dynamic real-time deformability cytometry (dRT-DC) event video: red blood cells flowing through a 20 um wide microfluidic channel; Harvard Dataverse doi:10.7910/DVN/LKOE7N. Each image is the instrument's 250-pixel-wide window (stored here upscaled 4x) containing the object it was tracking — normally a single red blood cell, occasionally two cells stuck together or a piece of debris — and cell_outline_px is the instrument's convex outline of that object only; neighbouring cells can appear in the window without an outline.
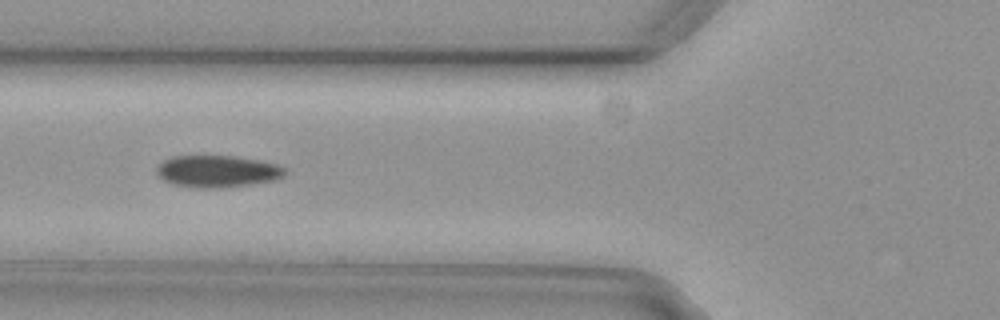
{"species": "common noctule bat (a hibernating species)", "species_latin": "Nyctalus noctula", "temperature_condition": "cold", "stored_images_in_passage": 38, "camera_frame_rate_fps": 3000, "um_per_image_px": 0.085, "animal": {"sex": "female", "body_mass_g": 29.2, "forearm_length_mm": 56.3}, "frame": {"image": 1, "passage_image": 4, "time_ms": 1.0, "image_size_px": [1000, 320], "cell_outline_px": [[284, 176], [276, 180], [252, 184], [212, 188], [192, 188], [172, 184], [164, 180], [156, 172], [156, 168], [164, 160], [172, 156], [236, 156], [276, 164], [284, 168]], "centroid_in_image_um": [18.45, 14.57], "position_along_channel_um": 107.4, "area_um2": 23.76}}
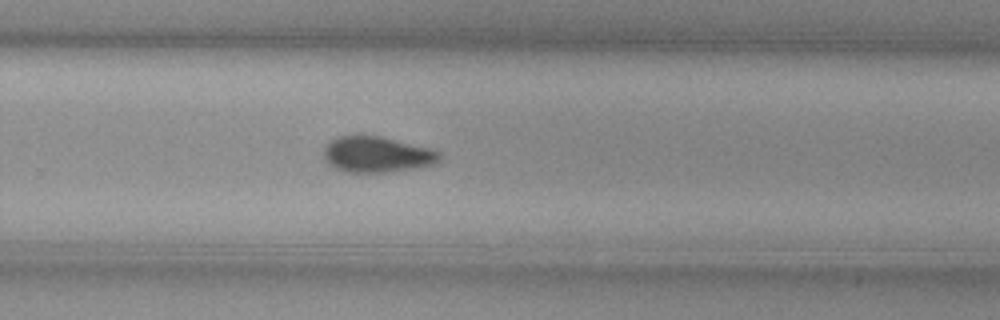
{"frame": {"image": 2, "passage_image": 19, "time_ms": 6.0, "image_size_px": [1000, 320], "cell_outline_px": [[440, 160], [432, 164], [420, 168], [392, 172], [344, 172], [332, 168], [324, 160], [324, 148], [328, 140], [336, 136], [356, 132], [380, 136], [428, 148], [440, 152]], "centroid_in_image_um": [31.94, 13.1], "position_along_channel_um": 297.9, "area_um2": 25.03}}
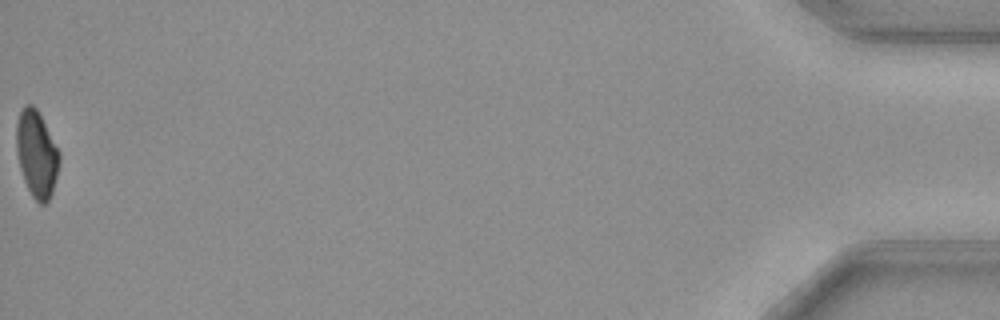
{"frame": {"image": 3, "passage_image": 38, "time_ms": 12.333, "image_size_px": [1000, 320], "cell_outline_px": [[60, 160], [52, 192], [48, 200], [44, 204], [40, 204], [32, 196], [24, 180], [20, 168], [16, 148], [16, 124], [20, 112], [24, 104], [32, 104], [36, 108], [60, 152]], "centroid_in_image_um": [3.1, 13.07], "position_along_channel_um": 432.1, "area_um2": 21.44}, "authors_computed_cell_mechanics": {"area_um2": 23.7847, "velocity_mm_per_s": 3.8182, "shape_relaxation_time_tau1_ms": 4.6419, "shape_relaxation_time_tau2_ms": null, "deformation_change_tau1": 0.1018, "deformation_change_tau2": null}}